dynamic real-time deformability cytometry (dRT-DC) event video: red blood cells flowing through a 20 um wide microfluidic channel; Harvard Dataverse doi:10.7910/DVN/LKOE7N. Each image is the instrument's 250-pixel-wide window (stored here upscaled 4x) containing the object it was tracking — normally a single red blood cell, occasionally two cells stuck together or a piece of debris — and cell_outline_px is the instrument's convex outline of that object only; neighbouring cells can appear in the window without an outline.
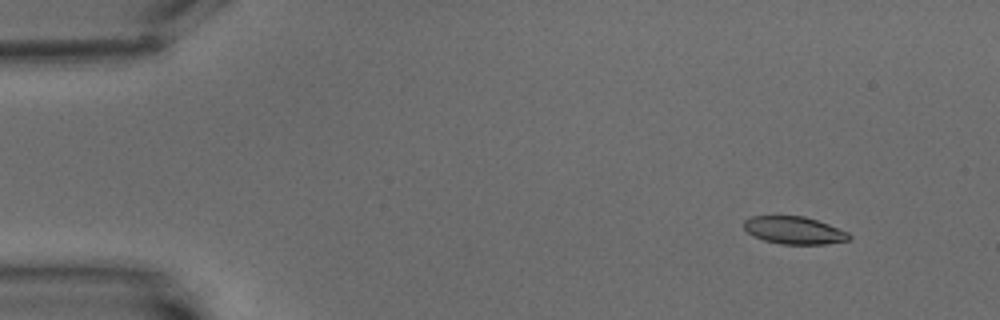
{"species": "common noctule bat (a hibernating species)", "species_latin": "Nyctalus noctula", "temperature_condition": "warm", "stored_images_in_passage": 5, "segment_of_instrument_passage": [1, 2], "camera_frame_rate_fps": 3000, "um_per_image_px": 0.085, "animal": {"sex": "male", "body_mass_g": 15.6}, "frame": {"image": 1, "passage_image": 1, "time_ms": 0.0, "image_size_px": [1000, 320], "cell_outline_px": [[852, 236], [848, 240], [824, 244], [780, 244], [764, 240], [748, 232], [744, 228], [744, 220], [748, 216], [804, 216], [828, 224], [848, 232]], "centroid_in_image_um": [67.49, 19.57], "position_along_channel_um": 17.5, "area_um2": 16.76}}